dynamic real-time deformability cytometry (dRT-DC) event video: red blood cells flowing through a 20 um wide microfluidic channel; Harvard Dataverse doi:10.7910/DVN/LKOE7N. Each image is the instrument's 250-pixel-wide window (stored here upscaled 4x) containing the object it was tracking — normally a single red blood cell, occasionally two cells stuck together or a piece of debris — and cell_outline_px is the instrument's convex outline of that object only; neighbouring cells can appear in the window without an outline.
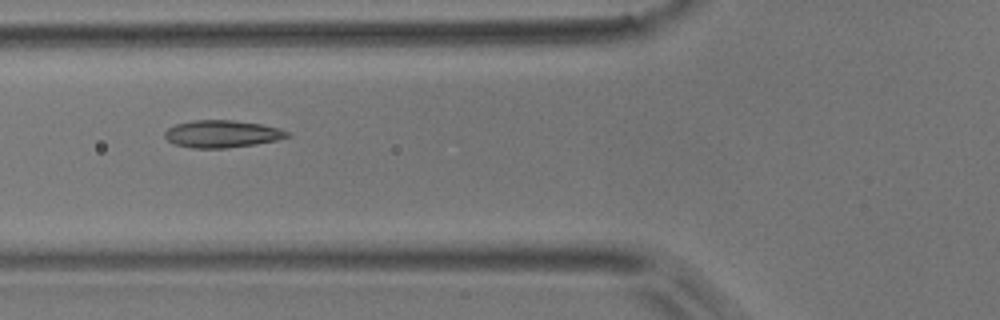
{"species": "common noctule bat (a hibernating species)", "species_latin": "Nyctalus noctula", "temperature_condition": "room temperature", "stored_images_in_passage": 7, "camera_frame_rate_fps": 3000, "um_per_image_px": 0.085, "animal": {"sex": "male", "body_mass_g": 17.9}, "frame": {"image": 1, "passage_image": 6, "time_ms": 6.0, "image_size_px": [1000, 320], "cell_outline_px": [[292, 136], [276, 140], [256, 144], [224, 148], [192, 148], [172, 144], [164, 136], [164, 132], [168, 128], [176, 124], [196, 120], [232, 120], [260, 124], [280, 128], [288, 132]], "centroid_in_image_um": [18.86, 11.38], "position_along_channel_um": 106.9, "area_um2": 19.48}}
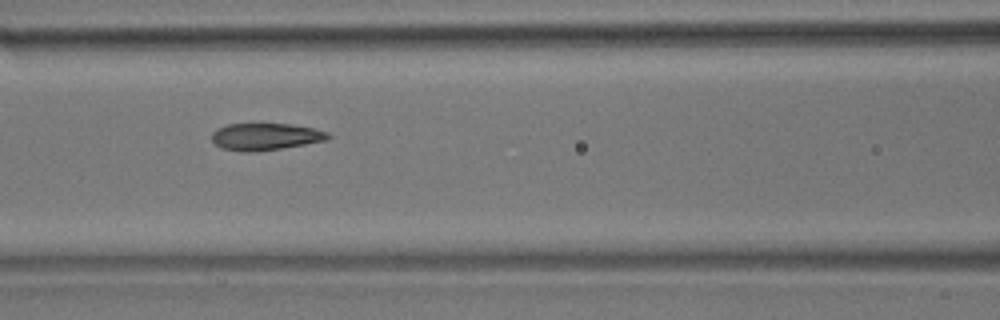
{"frame": {"image": 2, "passage_image": 7, "time_ms": 7.0, "image_size_px": [1000, 320], "cell_outline_px": [[332, 136], [328, 140], [256, 152], [240, 152], [220, 148], [212, 140], [212, 132], [216, 128], [228, 124], [292, 124], [312, 128], [328, 132]], "centroid_in_image_um": [22.54, 11.62], "position_along_channel_um": 144.1, "area_um2": 18.38}}